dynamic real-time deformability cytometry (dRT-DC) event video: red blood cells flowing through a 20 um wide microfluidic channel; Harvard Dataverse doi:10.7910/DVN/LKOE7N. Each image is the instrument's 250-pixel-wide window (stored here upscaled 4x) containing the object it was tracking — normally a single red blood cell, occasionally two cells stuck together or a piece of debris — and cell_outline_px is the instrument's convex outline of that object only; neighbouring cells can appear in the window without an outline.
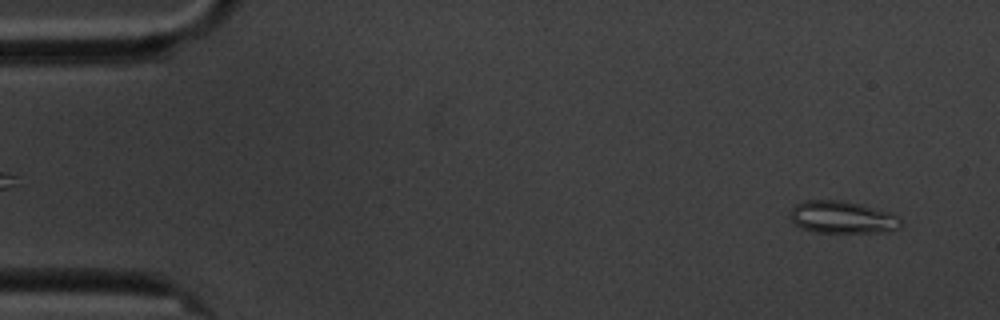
{"species": "common noctule bat (a hibernating species)", "species_latin": "Nyctalus noctula", "temperature_condition": "cold", "stored_images_in_passage": 5, "camera_frame_rate_fps": 3000, "um_per_image_px": 0.085, "animal": {"sex": "male", "body_mass_g": 20.1, "forearm_length_mm": 53.5}, "frame": {"image": 1, "passage_image": 5, "time_ms": 4.667, "image_size_px": [1000, 320], "cell_outline_px": [[904, 224], [900, 228], [888, 232], [816, 232], [800, 228], [792, 220], [792, 208], [796, 204], [804, 200], [844, 200], [892, 212], [900, 216]], "centroid_in_image_um": [71.69, 18.46], "position_along_channel_um": 13.3, "area_um2": 21.1}}